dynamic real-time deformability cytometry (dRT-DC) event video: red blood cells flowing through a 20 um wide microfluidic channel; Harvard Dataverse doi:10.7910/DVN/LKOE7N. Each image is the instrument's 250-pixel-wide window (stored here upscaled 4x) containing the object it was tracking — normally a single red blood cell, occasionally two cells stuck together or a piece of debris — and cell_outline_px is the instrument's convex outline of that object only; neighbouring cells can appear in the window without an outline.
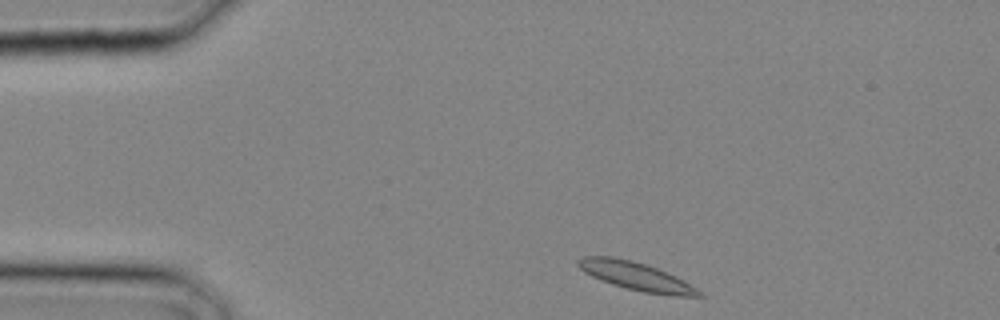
{"species": "common noctule bat (a hibernating species)", "species_latin": "Nyctalus noctula", "temperature_condition": "cold", "stored_images_in_passage": 5, "camera_frame_rate_fps": 3000, "um_per_image_px": 0.085, "animal": {"sex": "male", "body_mass_g": 20.4}, "frame": {"image": 1, "passage_image": 1, "time_ms": 0.0, "image_size_px": [1000, 320], "cell_outline_px": [[704, 296], [672, 296], [644, 292], [612, 284], [600, 280], [584, 272], [576, 264], [576, 260], [584, 256], [612, 256], [632, 260], [656, 268], [676, 276], [684, 280], [696, 288]], "centroid_in_image_um": [54.04, 23.47], "position_along_channel_um": 31.0, "area_um2": 19.71}}